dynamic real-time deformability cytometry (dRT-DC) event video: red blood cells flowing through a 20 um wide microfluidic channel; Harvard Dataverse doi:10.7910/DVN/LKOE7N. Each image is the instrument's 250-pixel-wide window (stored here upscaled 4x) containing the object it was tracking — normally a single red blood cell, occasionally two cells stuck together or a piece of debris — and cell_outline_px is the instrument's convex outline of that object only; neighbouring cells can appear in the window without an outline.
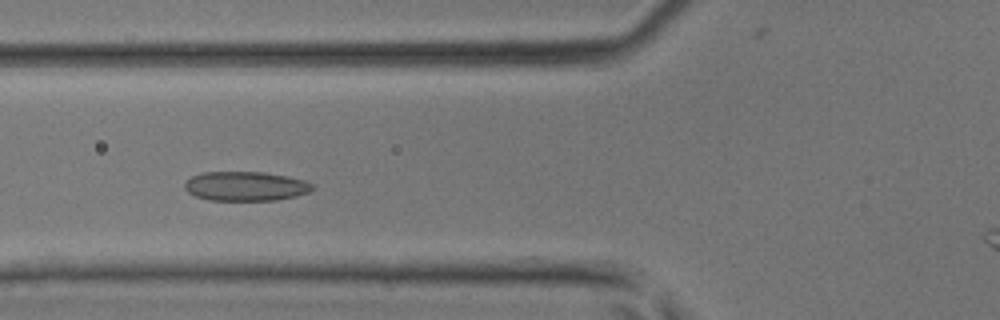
{"species": "common noctule bat (a hibernating species)", "species_latin": "Nyctalus noctula", "temperature_condition": "room temperature", "stored_images_in_passage": 29, "camera_frame_rate_fps": 3000, "um_per_image_px": 0.085, "animal": {"sex": "male", "body_mass_g": 17.9, "forearm_length_mm": 54.2}, "frame": {"image": 1, "passage_image": 5, "time_ms": 1.333, "image_size_px": [1000, 320], "cell_outline_px": [[316, 188], [308, 192], [296, 196], [276, 200], [208, 200], [196, 196], [188, 192], [184, 188], [184, 184], [192, 176], [204, 172], [264, 172], [288, 176], [304, 180], [312, 184]], "centroid_in_image_um": [20.89, 15.82], "position_along_channel_um": 104.9, "area_um2": 21.85}}
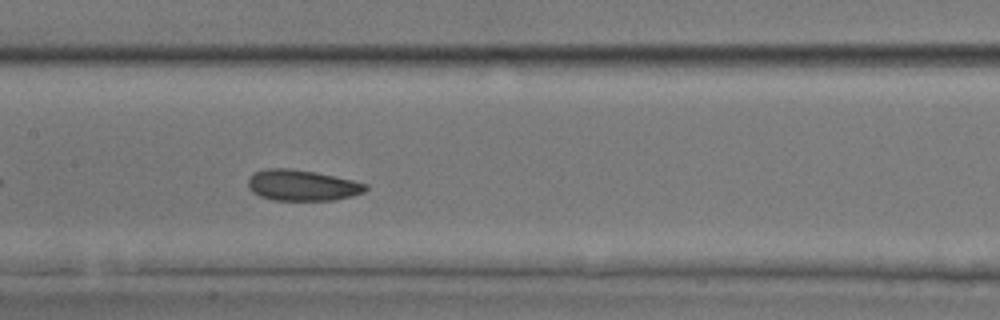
{"frame": {"image": 2, "passage_image": 10, "time_ms": 3.0, "image_size_px": [1000, 320], "cell_outline_px": [[368, 188], [364, 192], [352, 196], [332, 200], [272, 200], [260, 196], [252, 192], [248, 188], [248, 180], [256, 172], [268, 168], [288, 168], [316, 172], [352, 180], [368, 184]], "centroid_in_image_um": [25.69, 15.75], "position_along_channel_um": 181.7, "area_um2": 21.1}}
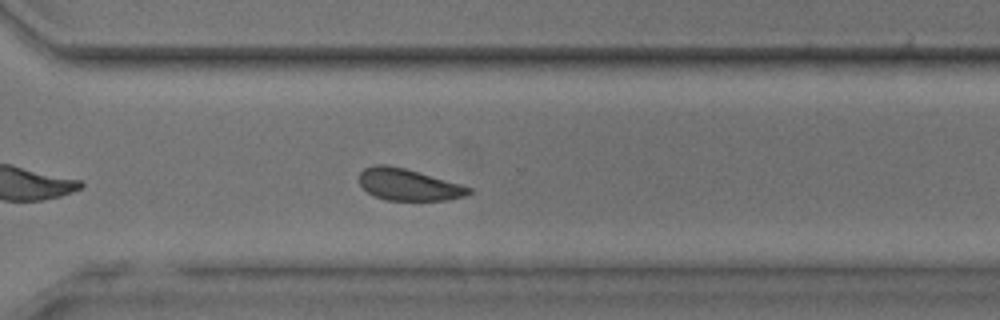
{"frame": {"image": 3, "passage_image": 20, "time_ms": 6.333, "image_size_px": [1000, 320], "cell_outline_px": [[472, 192], [464, 196], [448, 200], [388, 200], [372, 196], [360, 184], [360, 172], [364, 168], [376, 164], [388, 164], [404, 168], [460, 184], [472, 188]], "centroid_in_image_um": [34.7, 15.69], "position_along_channel_um": 335.9, "area_um2": 20.11}}